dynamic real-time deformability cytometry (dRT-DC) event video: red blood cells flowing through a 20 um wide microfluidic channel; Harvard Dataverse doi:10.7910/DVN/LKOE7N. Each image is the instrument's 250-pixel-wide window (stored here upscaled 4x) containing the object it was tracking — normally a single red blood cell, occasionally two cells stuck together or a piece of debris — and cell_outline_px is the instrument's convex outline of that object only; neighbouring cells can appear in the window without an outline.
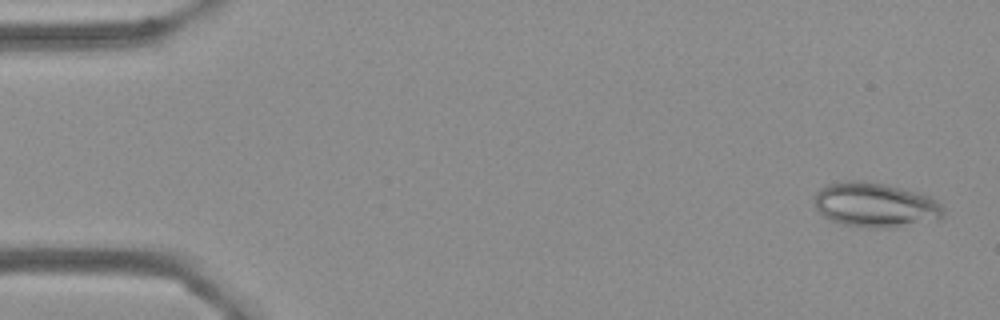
{"species": "Egyptian fruit bat (a non-hibernating species)", "species_latin": "Rousettus aegyptiacus", "temperature_condition": "cold", "stored_images_in_passage": 55, "camera_frame_rate_fps": 3000, "um_per_image_px": 0.085, "frame": {"image": 1, "passage_image": 2, "time_ms": 0.333, "image_size_px": [1000, 320], "cell_outline_px": [[944, 216], [888, 228], [868, 228], [844, 224], [828, 220], [816, 208], [812, 196], [824, 184], [844, 180], [860, 180], [920, 192], [932, 196], [944, 208]], "centroid_in_image_um": [74.32, 17.39], "position_along_channel_um": 10.7, "area_um2": 33.47}}
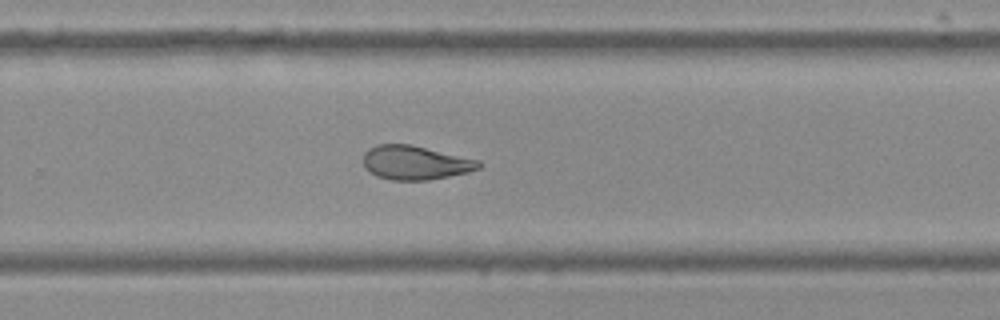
{"frame": {"image": 2, "passage_image": 36, "time_ms": 11.667, "image_size_px": [1000, 320], "cell_outline_px": [[480, 168], [468, 172], [428, 180], [392, 180], [376, 176], [368, 172], [364, 168], [364, 152], [368, 148], [376, 144], [412, 144], [480, 160]], "centroid_in_image_um": [35.27, 13.82], "position_along_channel_um": 294.5, "area_um2": 23.06}}
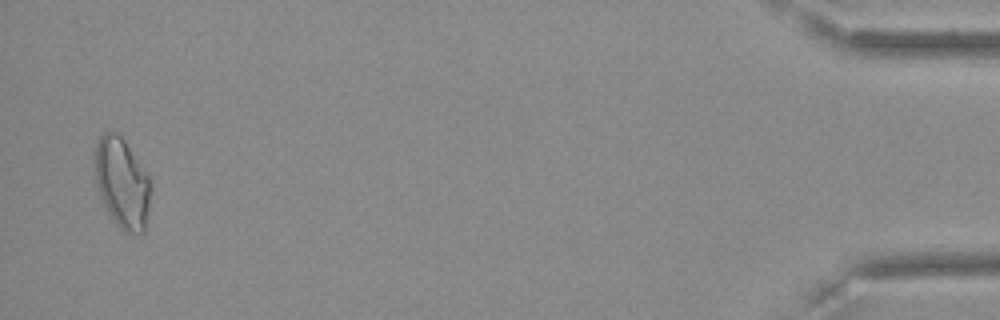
{"frame": {"image": 3, "passage_image": 54, "time_ms": 17.667, "image_size_px": [1000, 320], "cell_outline_px": [[152, 192], [144, 232], [124, 232], [112, 220], [100, 196], [96, 184], [92, 164], [96, 144], [100, 136], [104, 132], [116, 132], [124, 140], [152, 180]], "centroid_in_image_um": [10.37, 15.54], "position_along_channel_um": 424.8, "area_um2": 29.88}, "authors_computed_cell_mechanics": {"area_um2": 24.854, "velocity_mm_per_s": 3.6097, "shape_relaxation_time_tau1_ms": 6.6981, "shape_relaxation_time_tau2_ms": 2.8218, "deformation_change_tau1": 0.1645, "deformation_change_tau2": 0.1021}}